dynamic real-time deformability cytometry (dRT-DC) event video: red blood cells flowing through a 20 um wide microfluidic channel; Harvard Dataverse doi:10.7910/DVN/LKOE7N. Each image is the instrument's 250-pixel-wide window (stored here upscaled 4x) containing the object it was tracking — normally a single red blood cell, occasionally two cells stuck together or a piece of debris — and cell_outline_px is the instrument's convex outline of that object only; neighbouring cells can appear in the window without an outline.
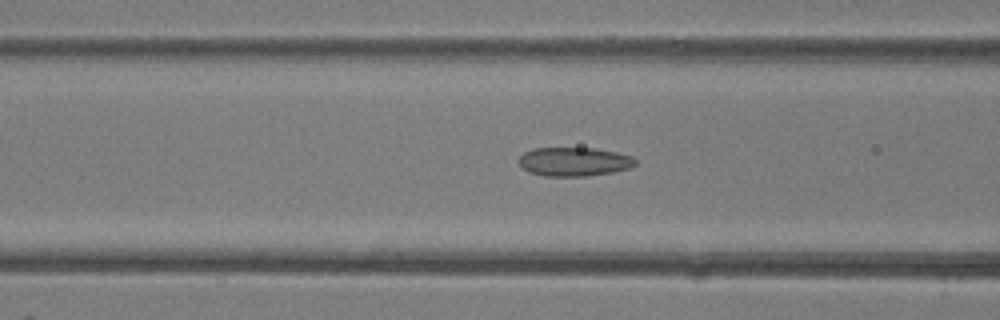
{"species": "common noctule bat (a hibernating species)", "species_latin": "Nyctalus noctula", "temperature_condition": "room temperature", "stored_images_in_passage": 39, "camera_frame_rate_fps": 3000, "um_per_image_px": 0.085, "animal": {"sex": "female"}, "frame": {"image": 1, "passage_image": 15, "time_ms": 4.667, "image_size_px": [1000, 320], "cell_outline_px": [[636, 164], [628, 168], [612, 172], [584, 176], [544, 176], [528, 172], [520, 168], [516, 160], [524, 152], [532, 148], [596, 148], [616, 152], [632, 156], [636, 160]], "centroid_in_image_um": [48.73, 13.74], "position_along_channel_um": 117.9, "area_um2": 19.83}}
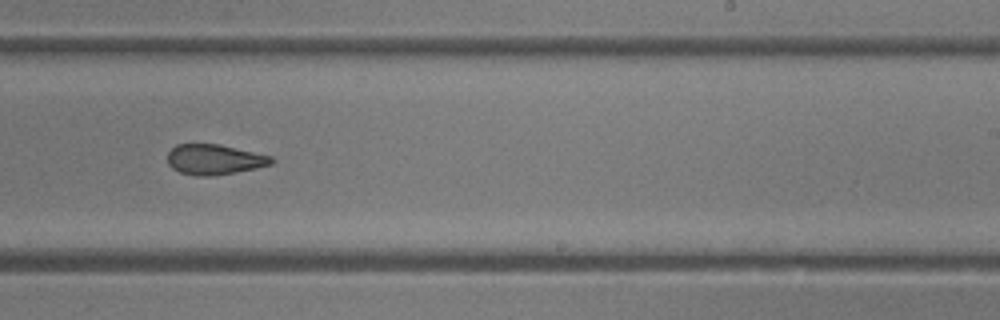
{"frame": {"image": 2, "passage_image": 24, "time_ms": 7.667, "image_size_px": [1000, 320], "cell_outline_px": [[276, 160], [272, 164], [256, 168], [236, 172], [212, 176], [196, 176], [180, 172], [172, 168], [168, 164], [168, 152], [176, 144], [220, 144], [272, 156]], "centroid_in_image_um": [18.24, 13.55], "position_along_channel_um": 270.8, "area_um2": 18.44}}
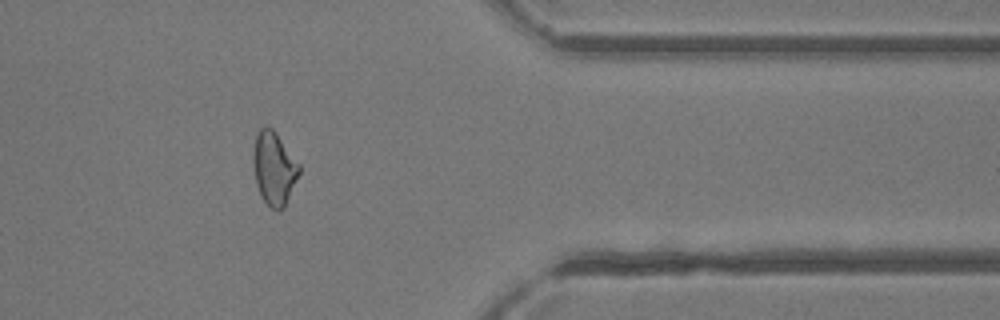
{"frame": {"image": 3, "passage_image": 32, "time_ms": 10.333, "image_size_px": [1000, 320], "cell_outline_px": [[300, 172], [284, 208], [272, 208], [260, 196], [256, 184], [252, 164], [252, 152], [256, 132], [264, 124], [268, 124], [276, 132], [300, 164]], "centroid_in_image_um": [23.26, 14.23], "position_along_channel_um": 388.1, "area_um2": 19.88}}